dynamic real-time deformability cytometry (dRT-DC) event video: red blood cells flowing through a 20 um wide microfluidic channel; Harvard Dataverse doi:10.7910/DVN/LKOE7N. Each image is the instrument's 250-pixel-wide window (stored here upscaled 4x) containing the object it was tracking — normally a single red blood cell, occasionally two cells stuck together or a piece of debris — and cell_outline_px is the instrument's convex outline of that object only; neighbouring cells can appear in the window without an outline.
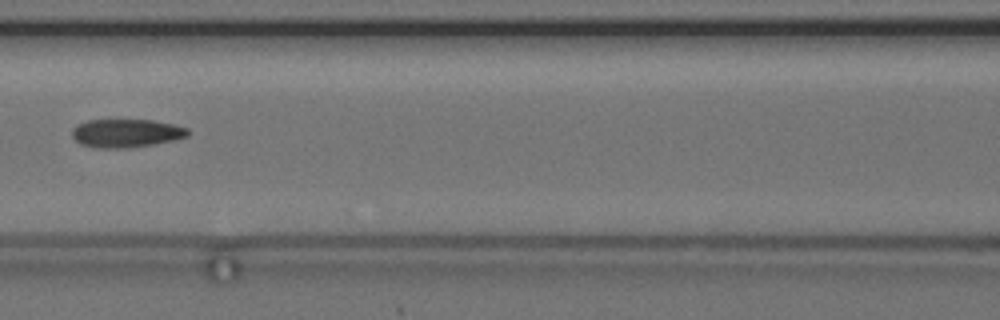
{"species": "common noctule bat (a hibernating species)", "species_latin": "Nyctalus noctula", "temperature_condition": "cold", "stored_images_in_passage": 7, "camera_frame_rate_fps": 3000, "um_per_image_px": 0.085, "animal": {"sex": "female", "body_mass_g": 24.6, "forearm_length_mm": 56.2}, "frame": {"image": 1, "passage_image": 4, "time_ms": 3.667, "image_size_px": [1000, 320], "cell_outline_px": [[188, 136], [176, 140], [128, 148], [96, 148], [80, 144], [72, 136], [72, 128], [76, 124], [88, 120], [152, 120], [172, 124], [188, 128]], "centroid_in_image_um": [10.7, 11.32], "position_along_channel_um": 155.9, "area_um2": 19.19}}